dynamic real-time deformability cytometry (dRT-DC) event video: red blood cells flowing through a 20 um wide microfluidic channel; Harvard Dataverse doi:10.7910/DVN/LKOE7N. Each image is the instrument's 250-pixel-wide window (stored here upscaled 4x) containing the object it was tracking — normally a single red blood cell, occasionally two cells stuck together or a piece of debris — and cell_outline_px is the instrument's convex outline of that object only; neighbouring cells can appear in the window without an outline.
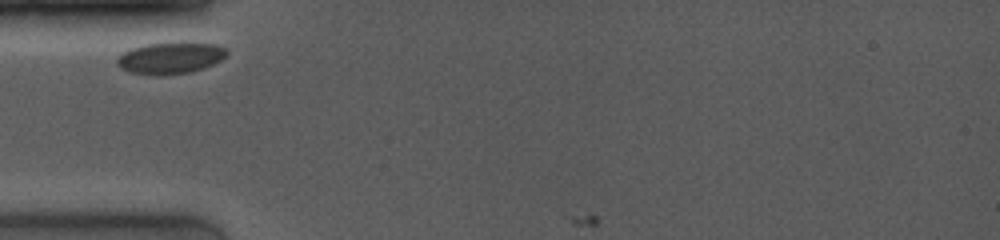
{"species": "common noctule bat (a hibernating species)", "species_latin": "Nyctalus noctula", "temperature_condition": "room temperature", "stored_images_in_passage": 2, "camera_frame_rate_fps": 4000, "um_per_image_px": 0.085, "animal": {"sex": "female", "body_mass_g": 19.0, "forearm_length_mm": 53.3}, "frame": {"image": 1, "passage_image": 1, "time_ms": 0.0, "image_size_px": [1000, 240], "cell_outline_px": [[228, 52], [220, 60], [204, 68], [192, 72], [156, 76], [128, 72], [120, 68], [116, 64], [116, 60], [124, 52], [132, 48], [144, 44], [216, 44], [224, 48]], "centroid_in_image_um": [14.42, 4.97], "position_along_channel_um": 70.6, "area_um2": 19.77}}